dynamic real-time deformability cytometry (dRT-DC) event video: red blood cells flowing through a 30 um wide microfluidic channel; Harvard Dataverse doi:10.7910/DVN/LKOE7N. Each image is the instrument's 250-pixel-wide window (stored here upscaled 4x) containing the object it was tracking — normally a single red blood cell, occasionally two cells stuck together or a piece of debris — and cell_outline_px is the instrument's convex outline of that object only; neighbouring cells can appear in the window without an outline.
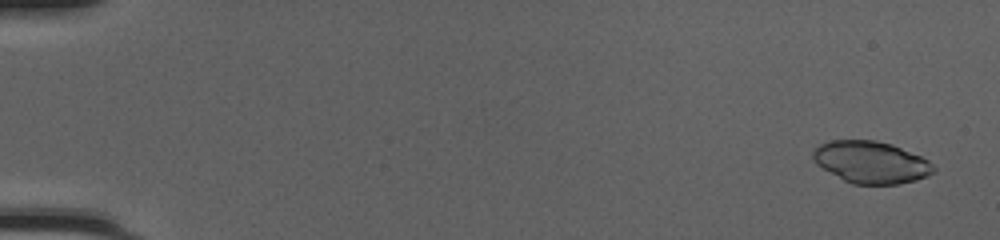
{"species": "common noctule bat (a hibernating species)", "species_latin": "Nyctalus noctula", "temperature_condition": "cold", "stored_images_in_passage": 51, "camera_frame_rate_fps": 3000, "um_per_image_px": 0.085, "animal": {"sex": "female", "body_mass_g": 20.0, "forearm_length_mm": 54.0}, "frame": {"image": 1, "passage_image": 3, "time_ms": 0.667, "image_size_px": [1000, 240], "cell_outline_px": [[936, 168], [928, 176], [916, 180], [900, 184], [852, 184], [844, 180], [816, 164], [812, 160], [812, 148], [820, 144], [832, 140], [876, 140], [892, 144], [920, 156], [928, 160]], "centroid_in_image_um": [74.01, 13.78], "position_along_channel_um": 11.0, "area_um2": 29.59}}